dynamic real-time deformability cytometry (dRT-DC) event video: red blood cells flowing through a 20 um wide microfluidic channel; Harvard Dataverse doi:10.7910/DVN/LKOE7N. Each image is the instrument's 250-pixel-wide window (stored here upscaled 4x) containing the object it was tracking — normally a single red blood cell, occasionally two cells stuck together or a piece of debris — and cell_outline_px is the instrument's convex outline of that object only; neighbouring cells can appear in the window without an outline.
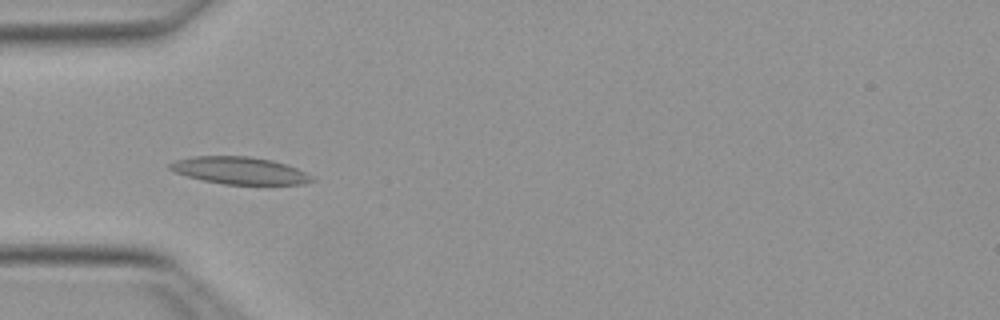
{"species": "Egyptian fruit bat (a non-hibernating species)", "species_latin": "Rousettus aegyptiacus", "temperature_condition": "warm", "stored_images_in_passage": 11, "camera_frame_rate_fps": 3000, "um_per_image_px": 0.085, "animal": {"sex": "female"}, "frame": {"image": 1, "passage_image": 4, "time_ms": 1.0, "image_size_px": [1000, 320], "cell_outline_px": [[316, 180], [300, 184], [224, 184], [204, 180], [188, 176], [176, 172], [168, 168], [168, 164], [176, 160], [192, 156], [248, 156], [272, 160], [296, 168], [312, 176]], "centroid_in_image_um": [20.35, 14.49], "position_along_channel_um": 64.6, "area_um2": 22.25}}
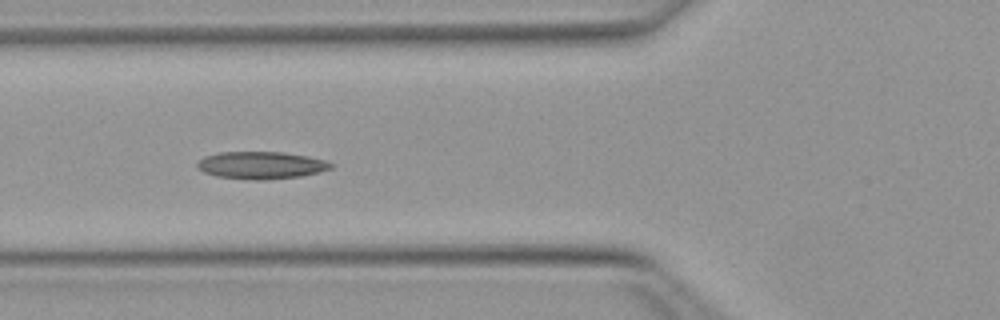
{"frame": {"image": 2, "passage_image": 7, "time_ms": 2.0, "image_size_px": [1000, 320], "cell_outline_px": [[336, 164], [332, 168], [320, 172], [300, 176], [264, 180], [256, 180], [216, 176], [204, 172], [196, 168], [196, 164], [204, 156], [220, 152], [284, 152], [308, 156], [324, 160]], "centroid_in_image_um": [22.21, 14.04], "position_along_channel_um": 103.6, "area_um2": 21.39}}